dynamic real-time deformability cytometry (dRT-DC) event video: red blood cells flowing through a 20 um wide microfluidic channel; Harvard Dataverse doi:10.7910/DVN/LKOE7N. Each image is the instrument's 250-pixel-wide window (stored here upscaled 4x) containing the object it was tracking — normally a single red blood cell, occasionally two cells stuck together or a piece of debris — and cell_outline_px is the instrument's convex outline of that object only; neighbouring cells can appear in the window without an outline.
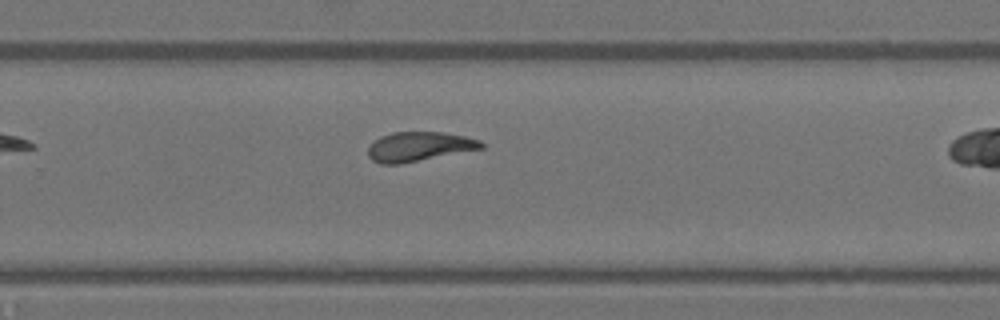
{"species": "Egyptian fruit bat (a non-hibernating species)", "species_latin": "Rousettus aegyptiacus", "temperature_condition": "warm", "stored_images_in_passage": 26, "camera_frame_rate_fps": 3000, "um_per_image_px": 0.085, "animal": {"sex": "female"}, "frame": {"image": 1, "passage_image": 19, "time_ms": 6.0, "image_size_px": [1000, 320], "cell_outline_px": [[484, 148], [400, 164], [380, 164], [372, 160], [368, 156], [368, 148], [380, 136], [392, 132], [444, 132], [464, 136], [480, 140], [484, 144]], "centroid_in_image_um": [35.62, 12.46], "position_along_channel_um": 294.2, "area_um2": 19.36}}
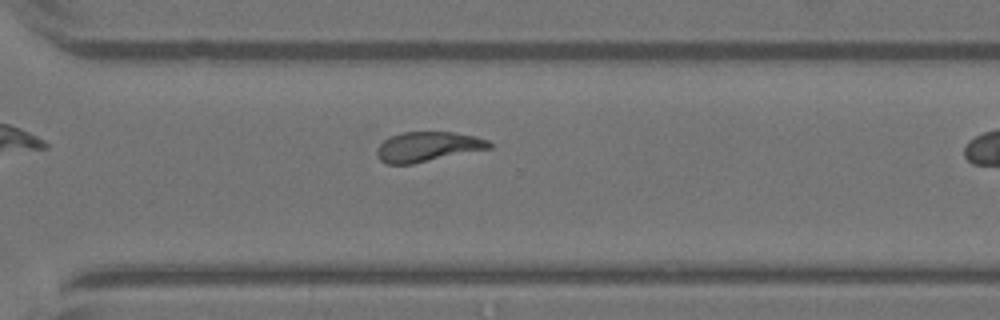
{"frame": {"image": 2, "passage_image": 22, "time_ms": 7.0, "image_size_px": [1000, 320], "cell_outline_px": [[492, 148], [412, 164], [388, 164], [380, 160], [376, 156], [376, 148], [384, 140], [392, 136], [404, 132], [452, 132], [476, 136], [488, 140], [492, 144]], "centroid_in_image_um": [36.36, 12.47], "position_along_channel_um": 334.2, "area_um2": 19.54}}